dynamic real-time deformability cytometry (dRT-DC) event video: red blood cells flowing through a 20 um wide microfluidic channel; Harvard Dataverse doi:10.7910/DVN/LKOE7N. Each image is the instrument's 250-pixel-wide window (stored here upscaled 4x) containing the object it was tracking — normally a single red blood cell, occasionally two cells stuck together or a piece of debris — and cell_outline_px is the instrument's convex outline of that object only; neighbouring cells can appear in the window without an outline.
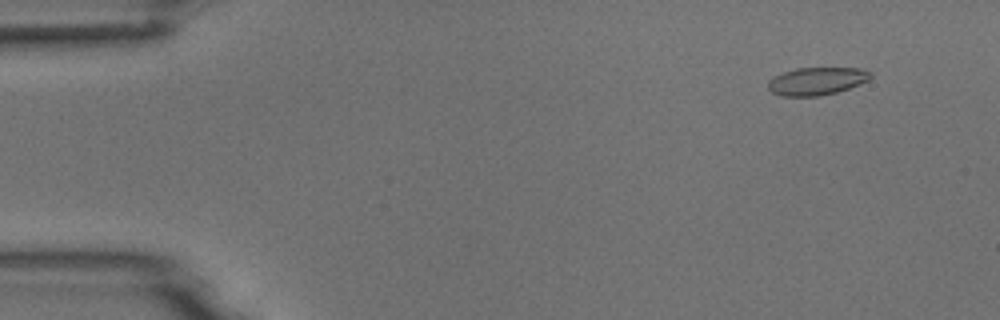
{"species": "common noctule bat (a hibernating species)", "species_latin": "Nyctalus noctula", "temperature_condition": "room temperature", "stored_images_in_passage": 6, "camera_frame_rate_fps": 3000, "um_per_image_px": 0.085, "animal": {"sex": "male", "body_mass_g": 18.8}, "frame": {"image": 1, "passage_image": 2, "time_ms": 1.333, "image_size_px": [1000, 320], "cell_outline_px": [[872, 76], [868, 80], [860, 84], [836, 92], [820, 96], [780, 96], [772, 92], [768, 88], [768, 80], [772, 76], [796, 68], [860, 68], [872, 72]], "centroid_in_image_um": [69.4, 6.89], "position_along_channel_um": 15.6, "area_um2": 16.65}}
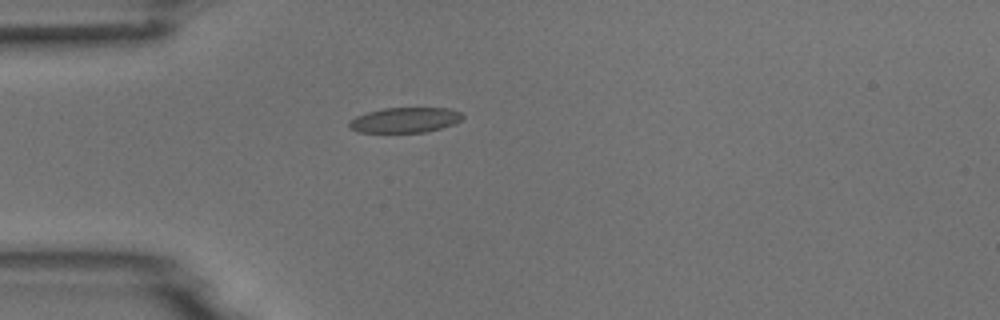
{"frame": {"image": 2, "passage_image": 5, "time_ms": 4.667, "image_size_px": [1000, 320], "cell_outline_px": [[464, 116], [460, 120], [452, 124], [440, 128], [424, 132], [356, 132], [348, 128], [348, 124], [356, 116], [368, 112], [384, 108], [448, 108], [460, 112]], "centroid_in_image_um": [34.39, 10.2], "position_along_channel_um": 50.6, "area_um2": 16.47}}